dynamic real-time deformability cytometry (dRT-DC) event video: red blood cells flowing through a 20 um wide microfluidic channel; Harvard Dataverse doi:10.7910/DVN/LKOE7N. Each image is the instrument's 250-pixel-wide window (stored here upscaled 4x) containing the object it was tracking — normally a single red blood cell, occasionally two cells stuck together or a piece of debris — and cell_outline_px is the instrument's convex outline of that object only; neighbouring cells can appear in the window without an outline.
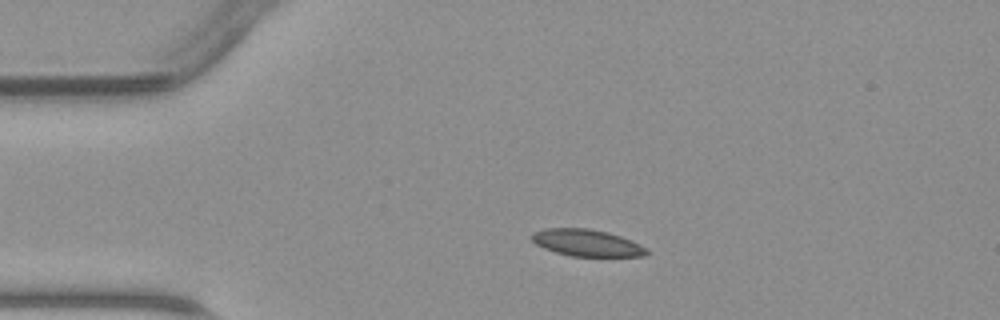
{"species": "common noctule bat (a hibernating species)", "species_latin": "Nyctalus noctula", "temperature_condition": "warm", "stored_images_in_passage": 43, "camera_frame_rate_fps": 3000, "um_per_image_px": 0.085, "animal": {"sex": "male", "body_mass_g": 23.1, "forearm_length_mm": 52.7}, "frame": {"image": 1, "passage_image": 6, "time_ms": 1.667, "image_size_px": [1000, 320], "cell_outline_px": [[648, 252], [644, 256], [572, 256], [556, 252], [544, 248], [536, 244], [532, 240], [532, 232], [544, 228], [588, 228], [608, 232], [632, 240], [648, 248]], "centroid_in_image_um": [49.89, 20.63], "position_along_channel_um": 35.1, "area_um2": 17.98}}
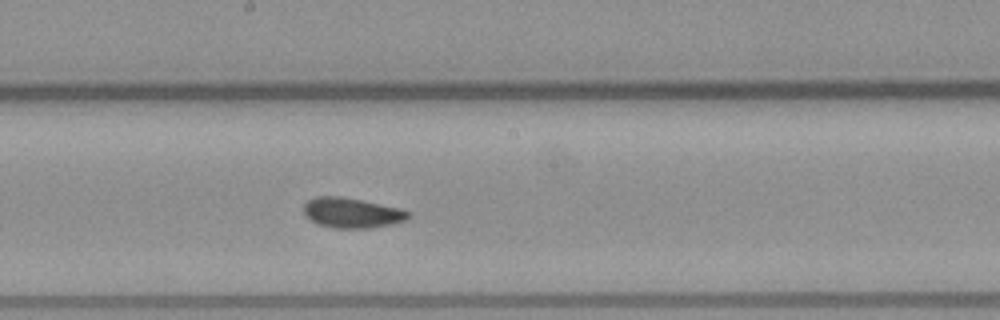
{"frame": {"image": 2, "passage_image": 21, "time_ms": 6.667, "image_size_px": [1000, 320], "cell_outline_px": [[412, 216], [408, 220], [372, 228], [332, 228], [320, 224], [312, 220], [304, 212], [304, 204], [308, 200], [316, 196], [340, 196], [400, 208], [412, 212]], "centroid_in_image_um": [29.96, 18.09], "position_along_channel_um": 218.2, "area_um2": 18.32}}
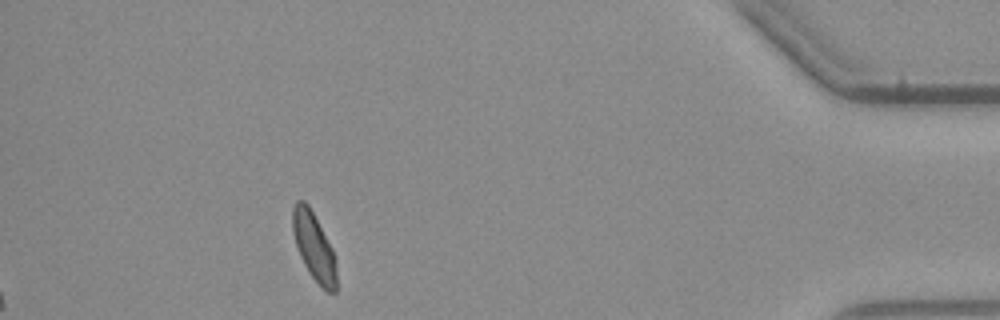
{"frame": {"image": 3, "passage_image": 38, "time_ms": 12.333, "image_size_px": [1000, 320], "cell_outline_px": [[336, 292], [328, 292], [312, 276], [304, 264], [300, 256], [292, 232], [292, 208], [296, 200], [304, 200], [308, 204], [332, 248], [336, 260]], "centroid_in_image_um": [26.67, 20.92], "position_along_channel_um": 408.5, "area_um2": 17.11}}